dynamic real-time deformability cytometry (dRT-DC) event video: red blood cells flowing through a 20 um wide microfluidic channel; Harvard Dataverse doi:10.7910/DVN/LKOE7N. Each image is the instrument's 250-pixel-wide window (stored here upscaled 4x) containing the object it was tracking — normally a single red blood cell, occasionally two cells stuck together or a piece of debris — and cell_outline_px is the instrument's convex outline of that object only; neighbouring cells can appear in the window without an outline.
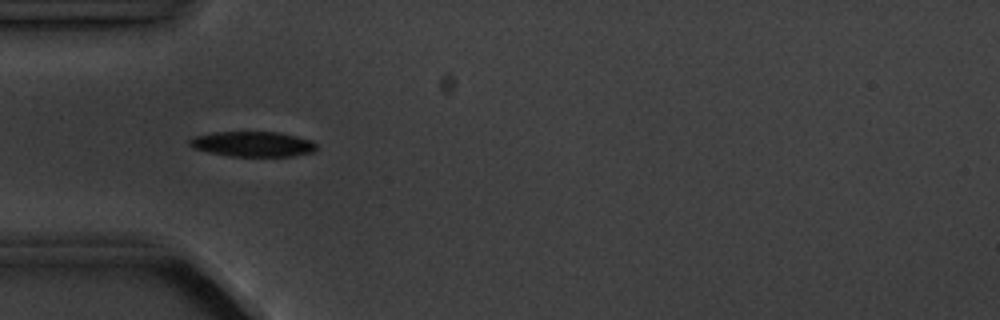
{"species": "common noctule bat (a hibernating species)", "species_latin": "Nyctalus noctula", "temperature_condition": "cold", "stored_images_in_passage": 4, "camera_frame_rate_fps": 3000, "um_per_image_px": 0.085, "animal": {"sex": "male", "body_mass_g": 20.1, "forearm_length_mm": 53.5}, "frame": {"image": 1, "passage_image": 3, "time_ms": 3.333, "image_size_px": [1000, 320], "cell_outline_px": [[316, 148], [312, 152], [292, 156], [232, 156], [208, 152], [192, 148], [188, 144], [188, 140], [192, 136], [212, 132], [276, 132], [296, 136], [312, 140], [316, 144]], "centroid_in_image_um": [21.43, 12.24], "position_along_channel_um": 63.6, "area_um2": 18.67}}